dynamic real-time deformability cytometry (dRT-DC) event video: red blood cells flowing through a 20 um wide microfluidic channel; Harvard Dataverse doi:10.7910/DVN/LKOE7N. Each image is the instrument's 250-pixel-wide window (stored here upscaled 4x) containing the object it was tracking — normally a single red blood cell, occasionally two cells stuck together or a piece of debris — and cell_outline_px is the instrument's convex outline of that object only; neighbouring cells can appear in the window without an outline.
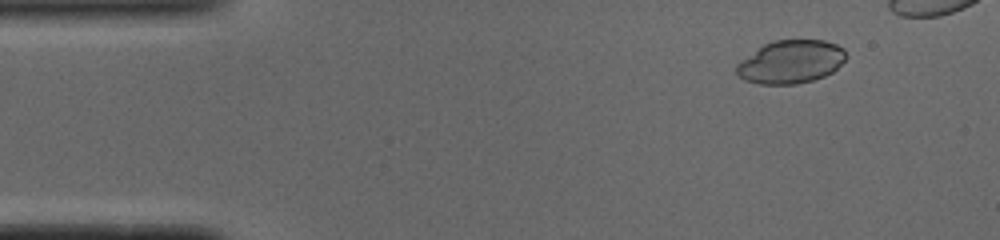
{"species": "common noctule bat (a hibernating species)", "species_latin": "Nyctalus noctula", "temperature_condition": "cold", "stored_images_in_passage": 43, "camera_frame_rate_fps": 3000, "um_per_image_px": 0.085, "animal": {"sex": "male", "body_mass_g": 19.0, "forearm_length_mm": 50.8}, "frame": {"image": 1, "passage_image": 6, "time_ms": 1.667, "image_size_px": [1000, 240], "cell_outline_px": [[848, 56], [832, 72], [824, 76], [812, 80], [796, 84], [760, 84], [744, 80], [736, 72], [736, 64], [740, 60], [764, 44], [772, 40], [824, 40], [836, 44], [844, 48]], "centroid_in_image_um": [67.22, 5.25], "position_along_channel_um": 17.8, "area_um2": 27.57}}
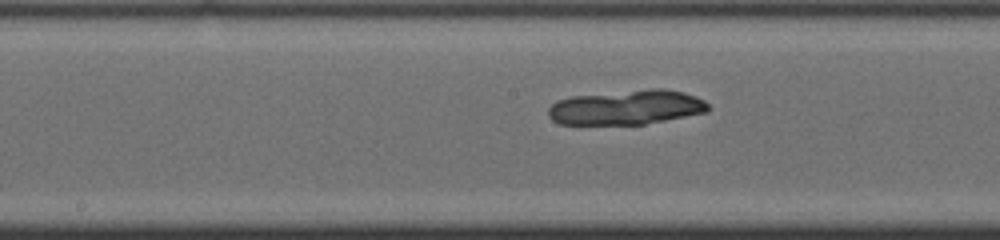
{"frame": {"image": 2, "passage_image": 26, "time_ms": 8.333, "image_size_px": [1000, 240], "cell_outline_px": [[712, 108], [708, 112], [644, 124], [560, 124], [552, 120], [548, 116], [548, 108], [556, 100], [568, 96], [648, 88], [664, 88], [684, 92], [696, 96], [704, 100]], "centroid_in_image_um": [53.26, 9.11], "position_along_channel_um": 194.9, "area_um2": 32.77}}
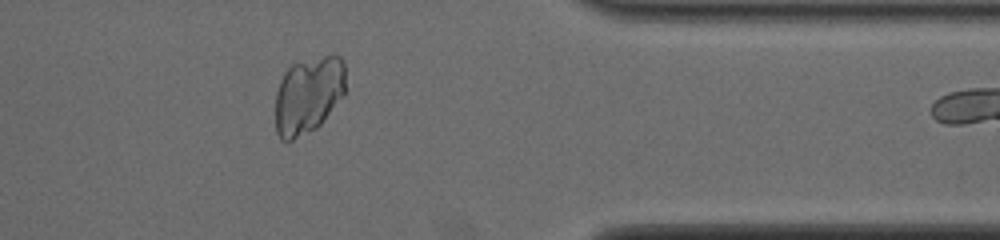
{"frame": {"image": 3, "passage_image": 42, "time_ms": 13.667, "image_size_px": [1000, 240], "cell_outline_px": [[344, 92], [320, 124], [316, 128], [292, 140], [280, 140], [276, 132], [276, 92], [280, 80], [284, 72], [292, 64], [324, 56], [340, 56], [344, 64]], "centroid_in_image_um": [26.16, 8.09], "position_along_channel_um": 385.2, "area_um2": 30.98}}